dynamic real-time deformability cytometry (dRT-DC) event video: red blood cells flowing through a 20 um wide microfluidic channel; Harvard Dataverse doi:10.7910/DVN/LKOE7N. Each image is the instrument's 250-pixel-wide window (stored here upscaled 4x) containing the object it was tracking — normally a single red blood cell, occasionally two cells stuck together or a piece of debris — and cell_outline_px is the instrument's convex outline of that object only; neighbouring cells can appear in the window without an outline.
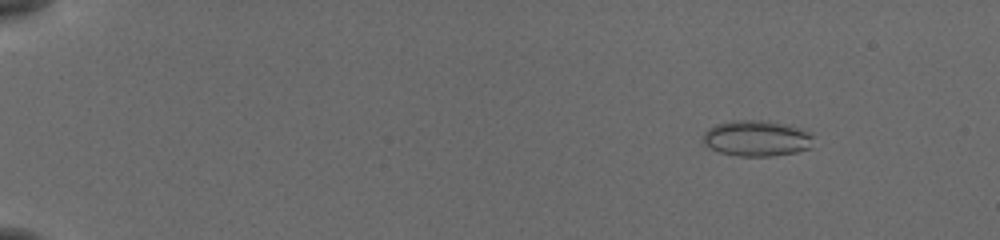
{"species": "common noctule bat (a hibernating species)", "species_latin": "Nyctalus noctula", "temperature_condition": "cold", "stored_images_in_passage": 56, "camera_frame_rate_fps": 3000, "um_per_image_px": 0.085, "animal": {"sex": "female", "body_mass_g": 19.5, "forearm_length_mm": 54.1}, "frame": {"image": 1, "passage_image": 8, "time_ms": 2.333, "image_size_px": [1000, 240], "cell_outline_px": [[812, 136], [808, 148], [796, 152], [772, 156], [736, 156], [720, 152], [704, 144], [704, 132], [708, 128], [716, 124], [732, 120], [760, 120], [788, 124], [812, 132]], "centroid_in_image_um": [64.31, 11.75], "position_along_channel_um": 20.7, "area_um2": 23.0}}
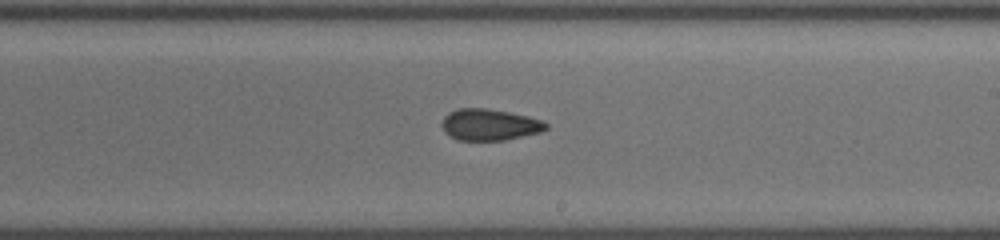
{"frame": {"image": 2, "passage_image": 36, "time_ms": 11.667, "image_size_px": [1000, 240], "cell_outline_px": [[548, 128], [540, 132], [504, 140], [460, 140], [444, 132], [440, 124], [444, 116], [448, 112], [460, 108], [488, 108], [528, 116], [544, 120], [548, 124]], "centroid_in_image_um": [41.61, 10.58], "position_along_channel_um": 247.4, "area_um2": 19.13}}
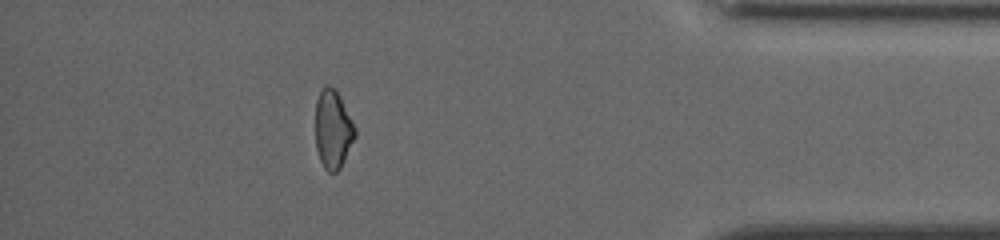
{"frame": {"image": 3, "passage_image": 51, "time_ms": 16.667, "image_size_px": [1000, 240], "cell_outline_px": [[356, 136], [340, 168], [336, 172], [328, 172], [324, 168], [320, 160], [316, 148], [316, 100], [320, 92], [328, 84], [336, 88], [356, 128]], "centroid_in_image_um": [28.31, 10.99], "position_along_channel_um": 406.9, "area_um2": 18.09}, "authors_computed_cell_mechanics": {"area_um2": 19.5942, "velocity_mm_per_s": 3.8425, "shape_relaxation_time_tau1_ms": null, "shape_relaxation_time_tau2_ms": 3.9654, "deformation_change_tau1": null, "deformation_change_tau2": 0.0814}}